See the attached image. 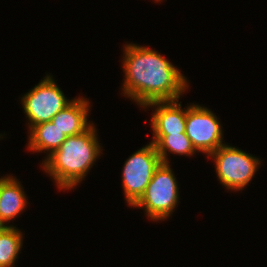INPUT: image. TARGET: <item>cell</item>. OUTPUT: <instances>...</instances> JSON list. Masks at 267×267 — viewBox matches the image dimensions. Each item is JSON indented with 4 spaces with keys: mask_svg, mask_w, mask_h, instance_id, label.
<instances>
[{
    "mask_svg": "<svg viewBox=\"0 0 267 267\" xmlns=\"http://www.w3.org/2000/svg\"><path fill=\"white\" fill-rule=\"evenodd\" d=\"M90 102L83 97L73 99V101L59 111L51 120L66 136L82 134L92 125L87 122Z\"/></svg>",
    "mask_w": 267,
    "mask_h": 267,
    "instance_id": "cell-9",
    "label": "cell"
},
{
    "mask_svg": "<svg viewBox=\"0 0 267 267\" xmlns=\"http://www.w3.org/2000/svg\"><path fill=\"white\" fill-rule=\"evenodd\" d=\"M153 143L156 147L162 163H169L167 152H172L178 155H194L196 150L192 145L191 140L185 133L171 135H154Z\"/></svg>",
    "mask_w": 267,
    "mask_h": 267,
    "instance_id": "cell-12",
    "label": "cell"
},
{
    "mask_svg": "<svg viewBox=\"0 0 267 267\" xmlns=\"http://www.w3.org/2000/svg\"><path fill=\"white\" fill-rule=\"evenodd\" d=\"M7 226L0 225V233L6 228Z\"/></svg>",
    "mask_w": 267,
    "mask_h": 267,
    "instance_id": "cell-14",
    "label": "cell"
},
{
    "mask_svg": "<svg viewBox=\"0 0 267 267\" xmlns=\"http://www.w3.org/2000/svg\"><path fill=\"white\" fill-rule=\"evenodd\" d=\"M28 148L32 152L48 151L47 157L58 150L67 136L51 121L39 123L30 130Z\"/></svg>",
    "mask_w": 267,
    "mask_h": 267,
    "instance_id": "cell-11",
    "label": "cell"
},
{
    "mask_svg": "<svg viewBox=\"0 0 267 267\" xmlns=\"http://www.w3.org/2000/svg\"><path fill=\"white\" fill-rule=\"evenodd\" d=\"M22 232L13 225L0 233V267H14L22 248Z\"/></svg>",
    "mask_w": 267,
    "mask_h": 267,
    "instance_id": "cell-13",
    "label": "cell"
},
{
    "mask_svg": "<svg viewBox=\"0 0 267 267\" xmlns=\"http://www.w3.org/2000/svg\"><path fill=\"white\" fill-rule=\"evenodd\" d=\"M156 107L152 113L151 124L154 135L182 134L186 131L187 109H182L181 102L154 101L144 107Z\"/></svg>",
    "mask_w": 267,
    "mask_h": 267,
    "instance_id": "cell-8",
    "label": "cell"
},
{
    "mask_svg": "<svg viewBox=\"0 0 267 267\" xmlns=\"http://www.w3.org/2000/svg\"><path fill=\"white\" fill-rule=\"evenodd\" d=\"M102 150L93 124L82 134L67 136L59 149L42 162L43 169L60 190L74 189L88 174Z\"/></svg>",
    "mask_w": 267,
    "mask_h": 267,
    "instance_id": "cell-2",
    "label": "cell"
},
{
    "mask_svg": "<svg viewBox=\"0 0 267 267\" xmlns=\"http://www.w3.org/2000/svg\"><path fill=\"white\" fill-rule=\"evenodd\" d=\"M186 108V135L196 151L209 156L223 145V130L220 121L206 107L192 104Z\"/></svg>",
    "mask_w": 267,
    "mask_h": 267,
    "instance_id": "cell-7",
    "label": "cell"
},
{
    "mask_svg": "<svg viewBox=\"0 0 267 267\" xmlns=\"http://www.w3.org/2000/svg\"><path fill=\"white\" fill-rule=\"evenodd\" d=\"M123 56V94L143 108L154 101L179 100L188 88L180 70L151 48L130 43Z\"/></svg>",
    "mask_w": 267,
    "mask_h": 267,
    "instance_id": "cell-1",
    "label": "cell"
},
{
    "mask_svg": "<svg viewBox=\"0 0 267 267\" xmlns=\"http://www.w3.org/2000/svg\"><path fill=\"white\" fill-rule=\"evenodd\" d=\"M172 172L169 163H161L133 208H144L147 217L153 221L168 218L179 201L178 184Z\"/></svg>",
    "mask_w": 267,
    "mask_h": 267,
    "instance_id": "cell-3",
    "label": "cell"
},
{
    "mask_svg": "<svg viewBox=\"0 0 267 267\" xmlns=\"http://www.w3.org/2000/svg\"><path fill=\"white\" fill-rule=\"evenodd\" d=\"M161 163L156 147L151 142L126 160L122 171V187L128 205L133 207L143 196Z\"/></svg>",
    "mask_w": 267,
    "mask_h": 267,
    "instance_id": "cell-5",
    "label": "cell"
},
{
    "mask_svg": "<svg viewBox=\"0 0 267 267\" xmlns=\"http://www.w3.org/2000/svg\"><path fill=\"white\" fill-rule=\"evenodd\" d=\"M18 179L13 176L0 178V225L17 217L27 206L26 194Z\"/></svg>",
    "mask_w": 267,
    "mask_h": 267,
    "instance_id": "cell-10",
    "label": "cell"
},
{
    "mask_svg": "<svg viewBox=\"0 0 267 267\" xmlns=\"http://www.w3.org/2000/svg\"><path fill=\"white\" fill-rule=\"evenodd\" d=\"M73 100H67L52 76H45L38 85L27 92L21 99L24 112L29 120V129L51 121L52 118Z\"/></svg>",
    "mask_w": 267,
    "mask_h": 267,
    "instance_id": "cell-6",
    "label": "cell"
},
{
    "mask_svg": "<svg viewBox=\"0 0 267 267\" xmlns=\"http://www.w3.org/2000/svg\"><path fill=\"white\" fill-rule=\"evenodd\" d=\"M208 157L214 159L220 183L235 191L243 190L255 176L260 160L241 149L226 144L221 145Z\"/></svg>",
    "mask_w": 267,
    "mask_h": 267,
    "instance_id": "cell-4",
    "label": "cell"
}]
</instances>
